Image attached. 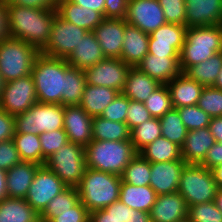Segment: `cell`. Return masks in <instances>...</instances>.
Segmentation results:
<instances>
[{
	"mask_svg": "<svg viewBox=\"0 0 222 222\" xmlns=\"http://www.w3.org/2000/svg\"><path fill=\"white\" fill-rule=\"evenodd\" d=\"M56 9L8 5L10 37L22 40L41 51L51 34Z\"/></svg>",
	"mask_w": 222,
	"mask_h": 222,
	"instance_id": "6da1fadb",
	"label": "cell"
},
{
	"mask_svg": "<svg viewBox=\"0 0 222 222\" xmlns=\"http://www.w3.org/2000/svg\"><path fill=\"white\" fill-rule=\"evenodd\" d=\"M70 67L65 59L40 53L35 59L31 76L40 103L61 104L64 93L65 71Z\"/></svg>",
	"mask_w": 222,
	"mask_h": 222,
	"instance_id": "7a4b0ae2",
	"label": "cell"
},
{
	"mask_svg": "<svg viewBox=\"0 0 222 222\" xmlns=\"http://www.w3.org/2000/svg\"><path fill=\"white\" fill-rule=\"evenodd\" d=\"M137 153L131 140H91L85 147L86 166L121 176Z\"/></svg>",
	"mask_w": 222,
	"mask_h": 222,
	"instance_id": "3957f363",
	"label": "cell"
},
{
	"mask_svg": "<svg viewBox=\"0 0 222 222\" xmlns=\"http://www.w3.org/2000/svg\"><path fill=\"white\" fill-rule=\"evenodd\" d=\"M121 176L87 168L78 184L80 202L88 212L104 209L119 200Z\"/></svg>",
	"mask_w": 222,
	"mask_h": 222,
	"instance_id": "277c9868",
	"label": "cell"
},
{
	"mask_svg": "<svg viewBox=\"0 0 222 222\" xmlns=\"http://www.w3.org/2000/svg\"><path fill=\"white\" fill-rule=\"evenodd\" d=\"M220 52H222V25L189 27L180 52V70L184 73L190 66L202 63Z\"/></svg>",
	"mask_w": 222,
	"mask_h": 222,
	"instance_id": "5b68a950",
	"label": "cell"
},
{
	"mask_svg": "<svg viewBox=\"0 0 222 222\" xmlns=\"http://www.w3.org/2000/svg\"><path fill=\"white\" fill-rule=\"evenodd\" d=\"M40 51L18 39L8 38L0 42V73L5 82L31 74Z\"/></svg>",
	"mask_w": 222,
	"mask_h": 222,
	"instance_id": "8992f818",
	"label": "cell"
},
{
	"mask_svg": "<svg viewBox=\"0 0 222 222\" xmlns=\"http://www.w3.org/2000/svg\"><path fill=\"white\" fill-rule=\"evenodd\" d=\"M213 173L201 164H186L181 172L178 192L187 206L213 202L218 191Z\"/></svg>",
	"mask_w": 222,
	"mask_h": 222,
	"instance_id": "52a82bcc",
	"label": "cell"
},
{
	"mask_svg": "<svg viewBox=\"0 0 222 222\" xmlns=\"http://www.w3.org/2000/svg\"><path fill=\"white\" fill-rule=\"evenodd\" d=\"M65 106L36 102L26 112L14 116L15 133L40 134L63 129Z\"/></svg>",
	"mask_w": 222,
	"mask_h": 222,
	"instance_id": "ba28073f",
	"label": "cell"
},
{
	"mask_svg": "<svg viewBox=\"0 0 222 222\" xmlns=\"http://www.w3.org/2000/svg\"><path fill=\"white\" fill-rule=\"evenodd\" d=\"M44 165L54 172L67 187L76 188L87 169L85 147L68 142L48 157Z\"/></svg>",
	"mask_w": 222,
	"mask_h": 222,
	"instance_id": "9c48e42d",
	"label": "cell"
},
{
	"mask_svg": "<svg viewBox=\"0 0 222 222\" xmlns=\"http://www.w3.org/2000/svg\"><path fill=\"white\" fill-rule=\"evenodd\" d=\"M87 32L86 29L77 27L56 14L52 23L49 41L40 53L50 57L66 59L82 41V37Z\"/></svg>",
	"mask_w": 222,
	"mask_h": 222,
	"instance_id": "30bf717a",
	"label": "cell"
},
{
	"mask_svg": "<svg viewBox=\"0 0 222 222\" xmlns=\"http://www.w3.org/2000/svg\"><path fill=\"white\" fill-rule=\"evenodd\" d=\"M37 100L31 74L5 83L0 97V109L16 116L30 109Z\"/></svg>",
	"mask_w": 222,
	"mask_h": 222,
	"instance_id": "8fae6325",
	"label": "cell"
},
{
	"mask_svg": "<svg viewBox=\"0 0 222 222\" xmlns=\"http://www.w3.org/2000/svg\"><path fill=\"white\" fill-rule=\"evenodd\" d=\"M66 188L67 186L54 172L45 165H41L37 169L25 200L40 214L50 200Z\"/></svg>",
	"mask_w": 222,
	"mask_h": 222,
	"instance_id": "7c38bea8",
	"label": "cell"
},
{
	"mask_svg": "<svg viewBox=\"0 0 222 222\" xmlns=\"http://www.w3.org/2000/svg\"><path fill=\"white\" fill-rule=\"evenodd\" d=\"M131 66L120 58H104L84 70L86 84L113 88L121 93Z\"/></svg>",
	"mask_w": 222,
	"mask_h": 222,
	"instance_id": "4fadbf2b",
	"label": "cell"
},
{
	"mask_svg": "<svg viewBox=\"0 0 222 222\" xmlns=\"http://www.w3.org/2000/svg\"><path fill=\"white\" fill-rule=\"evenodd\" d=\"M187 27L165 23L149 35L148 53L153 56L180 57Z\"/></svg>",
	"mask_w": 222,
	"mask_h": 222,
	"instance_id": "5bb4252c",
	"label": "cell"
},
{
	"mask_svg": "<svg viewBox=\"0 0 222 222\" xmlns=\"http://www.w3.org/2000/svg\"><path fill=\"white\" fill-rule=\"evenodd\" d=\"M125 21L149 35L167 23L158 0H128Z\"/></svg>",
	"mask_w": 222,
	"mask_h": 222,
	"instance_id": "9a60e30c",
	"label": "cell"
},
{
	"mask_svg": "<svg viewBox=\"0 0 222 222\" xmlns=\"http://www.w3.org/2000/svg\"><path fill=\"white\" fill-rule=\"evenodd\" d=\"M185 165L183 158L169 162L151 163L150 186L157 196L178 191L181 172Z\"/></svg>",
	"mask_w": 222,
	"mask_h": 222,
	"instance_id": "2e32d148",
	"label": "cell"
},
{
	"mask_svg": "<svg viewBox=\"0 0 222 222\" xmlns=\"http://www.w3.org/2000/svg\"><path fill=\"white\" fill-rule=\"evenodd\" d=\"M124 31L125 19L112 18H105L93 30L105 58H121Z\"/></svg>",
	"mask_w": 222,
	"mask_h": 222,
	"instance_id": "e0dca14e",
	"label": "cell"
},
{
	"mask_svg": "<svg viewBox=\"0 0 222 222\" xmlns=\"http://www.w3.org/2000/svg\"><path fill=\"white\" fill-rule=\"evenodd\" d=\"M93 117L89 116L81 106H65L64 126L69 142L86 147L92 138Z\"/></svg>",
	"mask_w": 222,
	"mask_h": 222,
	"instance_id": "ac0fdd59",
	"label": "cell"
},
{
	"mask_svg": "<svg viewBox=\"0 0 222 222\" xmlns=\"http://www.w3.org/2000/svg\"><path fill=\"white\" fill-rule=\"evenodd\" d=\"M186 27L222 25V0H184Z\"/></svg>",
	"mask_w": 222,
	"mask_h": 222,
	"instance_id": "d6986e66",
	"label": "cell"
},
{
	"mask_svg": "<svg viewBox=\"0 0 222 222\" xmlns=\"http://www.w3.org/2000/svg\"><path fill=\"white\" fill-rule=\"evenodd\" d=\"M188 206L177 191L158 195L150 211L152 222H178L187 218Z\"/></svg>",
	"mask_w": 222,
	"mask_h": 222,
	"instance_id": "ffe728a7",
	"label": "cell"
},
{
	"mask_svg": "<svg viewBox=\"0 0 222 222\" xmlns=\"http://www.w3.org/2000/svg\"><path fill=\"white\" fill-rule=\"evenodd\" d=\"M149 34L125 21L121 58L131 67H137L148 54Z\"/></svg>",
	"mask_w": 222,
	"mask_h": 222,
	"instance_id": "44dd1931",
	"label": "cell"
},
{
	"mask_svg": "<svg viewBox=\"0 0 222 222\" xmlns=\"http://www.w3.org/2000/svg\"><path fill=\"white\" fill-rule=\"evenodd\" d=\"M215 144V139L209 128H200L188 131L181 146V158L186 164H201L207 151Z\"/></svg>",
	"mask_w": 222,
	"mask_h": 222,
	"instance_id": "7402d4cb",
	"label": "cell"
},
{
	"mask_svg": "<svg viewBox=\"0 0 222 222\" xmlns=\"http://www.w3.org/2000/svg\"><path fill=\"white\" fill-rule=\"evenodd\" d=\"M179 58L180 57H156L148 53L137 68L149 77L157 80L160 84H167L181 73Z\"/></svg>",
	"mask_w": 222,
	"mask_h": 222,
	"instance_id": "603a6c76",
	"label": "cell"
},
{
	"mask_svg": "<svg viewBox=\"0 0 222 222\" xmlns=\"http://www.w3.org/2000/svg\"><path fill=\"white\" fill-rule=\"evenodd\" d=\"M56 11L62 19L87 31H93L105 19L102 13L87 7L83 9L70 0H57Z\"/></svg>",
	"mask_w": 222,
	"mask_h": 222,
	"instance_id": "cb8c5ba5",
	"label": "cell"
},
{
	"mask_svg": "<svg viewBox=\"0 0 222 222\" xmlns=\"http://www.w3.org/2000/svg\"><path fill=\"white\" fill-rule=\"evenodd\" d=\"M105 55L96 39L93 31H88L82 37V41L73 50V52L65 59L67 63L80 70H86L102 61Z\"/></svg>",
	"mask_w": 222,
	"mask_h": 222,
	"instance_id": "d4e9b609",
	"label": "cell"
},
{
	"mask_svg": "<svg viewBox=\"0 0 222 222\" xmlns=\"http://www.w3.org/2000/svg\"><path fill=\"white\" fill-rule=\"evenodd\" d=\"M173 108L196 105L204 88L185 73H180L167 84Z\"/></svg>",
	"mask_w": 222,
	"mask_h": 222,
	"instance_id": "484cf974",
	"label": "cell"
},
{
	"mask_svg": "<svg viewBox=\"0 0 222 222\" xmlns=\"http://www.w3.org/2000/svg\"><path fill=\"white\" fill-rule=\"evenodd\" d=\"M40 166L34 162L22 161L7 170L6 186L8 197L25 199Z\"/></svg>",
	"mask_w": 222,
	"mask_h": 222,
	"instance_id": "4316f807",
	"label": "cell"
},
{
	"mask_svg": "<svg viewBox=\"0 0 222 222\" xmlns=\"http://www.w3.org/2000/svg\"><path fill=\"white\" fill-rule=\"evenodd\" d=\"M160 85L137 67H131L121 93L130 100L144 103Z\"/></svg>",
	"mask_w": 222,
	"mask_h": 222,
	"instance_id": "83f0119b",
	"label": "cell"
},
{
	"mask_svg": "<svg viewBox=\"0 0 222 222\" xmlns=\"http://www.w3.org/2000/svg\"><path fill=\"white\" fill-rule=\"evenodd\" d=\"M119 93L113 88L86 84L79 106L91 117L101 116Z\"/></svg>",
	"mask_w": 222,
	"mask_h": 222,
	"instance_id": "f1b7e54d",
	"label": "cell"
},
{
	"mask_svg": "<svg viewBox=\"0 0 222 222\" xmlns=\"http://www.w3.org/2000/svg\"><path fill=\"white\" fill-rule=\"evenodd\" d=\"M156 197L150 185L136 186L121 182L119 200L132 209L150 213Z\"/></svg>",
	"mask_w": 222,
	"mask_h": 222,
	"instance_id": "f546056e",
	"label": "cell"
},
{
	"mask_svg": "<svg viewBox=\"0 0 222 222\" xmlns=\"http://www.w3.org/2000/svg\"><path fill=\"white\" fill-rule=\"evenodd\" d=\"M40 214L22 198H5L0 202V222H37Z\"/></svg>",
	"mask_w": 222,
	"mask_h": 222,
	"instance_id": "4dcf8cb0",
	"label": "cell"
},
{
	"mask_svg": "<svg viewBox=\"0 0 222 222\" xmlns=\"http://www.w3.org/2000/svg\"><path fill=\"white\" fill-rule=\"evenodd\" d=\"M138 153L150 163L181 159V148L162 136L147 144Z\"/></svg>",
	"mask_w": 222,
	"mask_h": 222,
	"instance_id": "1f68e13d",
	"label": "cell"
},
{
	"mask_svg": "<svg viewBox=\"0 0 222 222\" xmlns=\"http://www.w3.org/2000/svg\"><path fill=\"white\" fill-rule=\"evenodd\" d=\"M222 66V52L216 53L206 61L190 66L184 73L204 87L213 86Z\"/></svg>",
	"mask_w": 222,
	"mask_h": 222,
	"instance_id": "d6a6232c",
	"label": "cell"
},
{
	"mask_svg": "<svg viewBox=\"0 0 222 222\" xmlns=\"http://www.w3.org/2000/svg\"><path fill=\"white\" fill-rule=\"evenodd\" d=\"M93 140L122 141L130 140V130L126 123L106 120L101 116L93 117Z\"/></svg>",
	"mask_w": 222,
	"mask_h": 222,
	"instance_id": "836d02e7",
	"label": "cell"
},
{
	"mask_svg": "<svg viewBox=\"0 0 222 222\" xmlns=\"http://www.w3.org/2000/svg\"><path fill=\"white\" fill-rule=\"evenodd\" d=\"M85 86L86 78L84 70L70 66L65 71V85L64 93L62 94V105H79Z\"/></svg>",
	"mask_w": 222,
	"mask_h": 222,
	"instance_id": "e575fe53",
	"label": "cell"
},
{
	"mask_svg": "<svg viewBox=\"0 0 222 222\" xmlns=\"http://www.w3.org/2000/svg\"><path fill=\"white\" fill-rule=\"evenodd\" d=\"M21 161L42 165V148L38 134L15 133L12 137Z\"/></svg>",
	"mask_w": 222,
	"mask_h": 222,
	"instance_id": "d590c367",
	"label": "cell"
},
{
	"mask_svg": "<svg viewBox=\"0 0 222 222\" xmlns=\"http://www.w3.org/2000/svg\"><path fill=\"white\" fill-rule=\"evenodd\" d=\"M161 125V135L169 141L177 144L180 148L183 145L187 128L181 120V116L176 108H172L165 115L159 118Z\"/></svg>",
	"mask_w": 222,
	"mask_h": 222,
	"instance_id": "8d00e7d4",
	"label": "cell"
},
{
	"mask_svg": "<svg viewBox=\"0 0 222 222\" xmlns=\"http://www.w3.org/2000/svg\"><path fill=\"white\" fill-rule=\"evenodd\" d=\"M80 201L77 188L67 187L60 194L50 200L49 204L40 213V218L46 221H52L62 212L72 208Z\"/></svg>",
	"mask_w": 222,
	"mask_h": 222,
	"instance_id": "74e56055",
	"label": "cell"
},
{
	"mask_svg": "<svg viewBox=\"0 0 222 222\" xmlns=\"http://www.w3.org/2000/svg\"><path fill=\"white\" fill-rule=\"evenodd\" d=\"M151 163L137 153L125 167L121 179L136 186L150 185Z\"/></svg>",
	"mask_w": 222,
	"mask_h": 222,
	"instance_id": "f35d334b",
	"label": "cell"
},
{
	"mask_svg": "<svg viewBox=\"0 0 222 222\" xmlns=\"http://www.w3.org/2000/svg\"><path fill=\"white\" fill-rule=\"evenodd\" d=\"M161 136L160 121L155 117L144 121L130 131V140L137 152Z\"/></svg>",
	"mask_w": 222,
	"mask_h": 222,
	"instance_id": "ab89813d",
	"label": "cell"
},
{
	"mask_svg": "<svg viewBox=\"0 0 222 222\" xmlns=\"http://www.w3.org/2000/svg\"><path fill=\"white\" fill-rule=\"evenodd\" d=\"M150 115L160 118L173 108L170 93L166 84H161L144 102Z\"/></svg>",
	"mask_w": 222,
	"mask_h": 222,
	"instance_id": "60d3db41",
	"label": "cell"
},
{
	"mask_svg": "<svg viewBox=\"0 0 222 222\" xmlns=\"http://www.w3.org/2000/svg\"><path fill=\"white\" fill-rule=\"evenodd\" d=\"M196 105L211 118L222 117V90L204 87Z\"/></svg>",
	"mask_w": 222,
	"mask_h": 222,
	"instance_id": "b9f144b4",
	"label": "cell"
},
{
	"mask_svg": "<svg viewBox=\"0 0 222 222\" xmlns=\"http://www.w3.org/2000/svg\"><path fill=\"white\" fill-rule=\"evenodd\" d=\"M39 137L42 148V165L45 164L48 157L69 142L68 136L64 129L43 132L39 134Z\"/></svg>",
	"mask_w": 222,
	"mask_h": 222,
	"instance_id": "7bdbcfd3",
	"label": "cell"
},
{
	"mask_svg": "<svg viewBox=\"0 0 222 222\" xmlns=\"http://www.w3.org/2000/svg\"><path fill=\"white\" fill-rule=\"evenodd\" d=\"M177 110L188 131L209 126L211 117L197 105L181 107Z\"/></svg>",
	"mask_w": 222,
	"mask_h": 222,
	"instance_id": "ee69618b",
	"label": "cell"
},
{
	"mask_svg": "<svg viewBox=\"0 0 222 222\" xmlns=\"http://www.w3.org/2000/svg\"><path fill=\"white\" fill-rule=\"evenodd\" d=\"M187 218L191 222H222V213L214 202L188 206Z\"/></svg>",
	"mask_w": 222,
	"mask_h": 222,
	"instance_id": "f6af8a7d",
	"label": "cell"
},
{
	"mask_svg": "<svg viewBox=\"0 0 222 222\" xmlns=\"http://www.w3.org/2000/svg\"><path fill=\"white\" fill-rule=\"evenodd\" d=\"M167 23L186 26V6L184 0H158Z\"/></svg>",
	"mask_w": 222,
	"mask_h": 222,
	"instance_id": "bcb514c9",
	"label": "cell"
},
{
	"mask_svg": "<svg viewBox=\"0 0 222 222\" xmlns=\"http://www.w3.org/2000/svg\"><path fill=\"white\" fill-rule=\"evenodd\" d=\"M130 99L122 93L112 101L103 111L101 117L106 120L126 123L127 110Z\"/></svg>",
	"mask_w": 222,
	"mask_h": 222,
	"instance_id": "7dc6e473",
	"label": "cell"
},
{
	"mask_svg": "<svg viewBox=\"0 0 222 222\" xmlns=\"http://www.w3.org/2000/svg\"><path fill=\"white\" fill-rule=\"evenodd\" d=\"M151 118L152 116L146 109L144 103L130 100L126 117V124L130 131Z\"/></svg>",
	"mask_w": 222,
	"mask_h": 222,
	"instance_id": "c3c4849f",
	"label": "cell"
},
{
	"mask_svg": "<svg viewBox=\"0 0 222 222\" xmlns=\"http://www.w3.org/2000/svg\"><path fill=\"white\" fill-rule=\"evenodd\" d=\"M21 161L12 139L0 142V169L7 171Z\"/></svg>",
	"mask_w": 222,
	"mask_h": 222,
	"instance_id": "681fc988",
	"label": "cell"
},
{
	"mask_svg": "<svg viewBox=\"0 0 222 222\" xmlns=\"http://www.w3.org/2000/svg\"><path fill=\"white\" fill-rule=\"evenodd\" d=\"M51 222H89V212L79 201L75 206L55 217Z\"/></svg>",
	"mask_w": 222,
	"mask_h": 222,
	"instance_id": "f907efd6",
	"label": "cell"
},
{
	"mask_svg": "<svg viewBox=\"0 0 222 222\" xmlns=\"http://www.w3.org/2000/svg\"><path fill=\"white\" fill-rule=\"evenodd\" d=\"M128 0H105L104 18L125 19Z\"/></svg>",
	"mask_w": 222,
	"mask_h": 222,
	"instance_id": "816d5d0a",
	"label": "cell"
},
{
	"mask_svg": "<svg viewBox=\"0 0 222 222\" xmlns=\"http://www.w3.org/2000/svg\"><path fill=\"white\" fill-rule=\"evenodd\" d=\"M14 134V116L0 109V142L12 139Z\"/></svg>",
	"mask_w": 222,
	"mask_h": 222,
	"instance_id": "f5cc1de1",
	"label": "cell"
},
{
	"mask_svg": "<svg viewBox=\"0 0 222 222\" xmlns=\"http://www.w3.org/2000/svg\"><path fill=\"white\" fill-rule=\"evenodd\" d=\"M89 222H119L116 218V202L89 213Z\"/></svg>",
	"mask_w": 222,
	"mask_h": 222,
	"instance_id": "db71d44e",
	"label": "cell"
},
{
	"mask_svg": "<svg viewBox=\"0 0 222 222\" xmlns=\"http://www.w3.org/2000/svg\"><path fill=\"white\" fill-rule=\"evenodd\" d=\"M220 164H222V143L215 142L207 151L206 157L201 165L211 170Z\"/></svg>",
	"mask_w": 222,
	"mask_h": 222,
	"instance_id": "11a10c76",
	"label": "cell"
},
{
	"mask_svg": "<svg viewBox=\"0 0 222 222\" xmlns=\"http://www.w3.org/2000/svg\"><path fill=\"white\" fill-rule=\"evenodd\" d=\"M7 5H20L28 8L56 9L57 0H4Z\"/></svg>",
	"mask_w": 222,
	"mask_h": 222,
	"instance_id": "9f6ffc18",
	"label": "cell"
},
{
	"mask_svg": "<svg viewBox=\"0 0 222 222\" xmlns=\"http://www.w3.org/2000/svg\"><path fill=\"white\" fill-rule=\"evenodd\" d=\"M10 38L8 5L4 0H0V42Z\"/></svg>",
	"mask_w": 222,
	"mask_h": 222,
	"instance_id": "6f0895ef",
	"label": "cell"
},
{
	"mask_svg": "<svg viewBox=\"0 0 222 222\" xmlns=\"http://www.w3.org/2000/svg\"><path fill=\"white\" fill-rule=\"evenodd\" d=\"M71 2L81 6L83 9H88L100 12L104 15L105 12V0H70Z\"/></svg>",
	"mask_w": 222,
	"mask_h": 222,
	"instance_id": "680465c9",
	"label": "cell"
},
{
	"mask_svg": "<svg viewBox=\"0 0 222 222\" xmlns=\"http://www.w3.org/2000/svg\"><path fill=\"white\" fill-rule=\"evenodd\" d=\"M208 128L215 142L222 143V117L211 118Z\"/></svg>",
	"mask_w": 222,
	"mask_h": 222,
	"instance_id": "91938a15",
	"label": "cell"
},
{
	"mask_svg": "<svg viewBox=\"0 0 222 222\" xmlns=\"http://www.w3.org/2000/svg\"><path fill=\"white\" fill-rule=\"evenodd\" d=\"M132 208L120 200L116 201V218L119 222H130Z\"/></svg>",
	"mask_w": 222,
	"mask_h": 222,
	"instance_id": "94428289",
	"label": "cell"
},
{
	"mask_svg": "<svg viewBox=\"0 0 222 222\" xmlns=\"http://www.w3.org/2000/svg\"><path fill=\"white\" fill-rule=\"evenodd\" d=\"M130 222H152L150 213L132 209Z\"/></svg>",
	"mask_w": 222,
	"mask_h": 222,
	"instance_id": "6125c7cd",
	"label": "cell"
},
{
	"mask_svg": "<svg viewBox=\"0 0 222 222\" xmlns=\"http://www.w3.org/2000/svg\"><path fill=\"white\" fill-rule=\"evenodd\" d=\"M6 177H7V171L0 169V202L8 197Z\"/></svg>",
	"mask_w": 222,
	"mask_h": 222,
	"instance_id": "be15d7a7",
	"label": "cell"
},
{
	"mask_svg": "<svg viewBox=\"0 0 222 222\" xmlns=\"http://www.w3.org/2000/svg\"><path fill=\"white\" fill-rule=\"evenodd\" d=\"M218 189L222 190V164L211 169Z\"/></svg>",
	"mask_w": 222,
	"mask_h": 222,
	"instance_id": "e7e4bbea",
	"label": "cell"
},
{
	"mask_svg": "<svg viewBox=\"0 0 222 222\" xmlns=\"http://www.w3.org/2000/svg\"><path fill=\"white\" fill-rule=\"evenodd\" d=\"M215 205L217 206V208L221 211L222 213V190H218L216 193V196L214 198Z\"/></svg>",
	"mask_w": 222,
	"mask_h": 222,
	"instance_id": "03108f58",
	"label": "cell"
},
{
	"mask_svg": "<svg viewBox=\"0 0 222 222\" xmlns=\"http://www.w3.org/2000/svg\"><path fill=\"white\" fill-rule=\"evenodd\" d=\"M216 89H221L222 90V66H221V70H220V73L214 83V85L212 86Z\"/></svg>",
	"mask_w": 222,
	"mask_h": 222,
	"instance_id": "003e7915",
	"label": "cell"
},
{
	"mask_svg": "<svg viewBox=\"0 0 222 222\" xmlns=\"http://www.w3.org/2000/svg\"><path fill=\"white\" fill-rule=\"evenodd\" d=\"M5 80H4V78H3V76L1 75V73H0V97H1V94H2V89H3V87L5 86Z\"/></svg>",
	"mask_w": 222,
	"mask_h": 222,
	"instance_id": "a7ac6f4b",
	"label": "cell"
},
{
	"mask_svg": "<svg viewBox=\"0 0 222 222\" xmlns=\"http://www.w3.org/2000/svg\"><path fill=\"white\" fill-rule=\"evenodd\" d=\"M178 222H191V221L188 218H186V219H183V220L178 221Z\"/></svg>",
	"mask_w": 222,
	"mask_h": 222,
	"instance_id": "89a4df30",
	"label": "cell"
},
{
	"mask_svg": "<svg viewBox=\"0 0 222 222\" xmlns=\"http://www.w3.org/2000/svg\"><path fill=\"white\" fill-rule=\"evenodd\" d=\"M37 222H50V221H46L40 218Z\"/></svg>",
	"mask_w": 222,
	"mask_h": 222,
	"instance_id": "2644e50d",
	"label": "cell"
}]
</instances>
